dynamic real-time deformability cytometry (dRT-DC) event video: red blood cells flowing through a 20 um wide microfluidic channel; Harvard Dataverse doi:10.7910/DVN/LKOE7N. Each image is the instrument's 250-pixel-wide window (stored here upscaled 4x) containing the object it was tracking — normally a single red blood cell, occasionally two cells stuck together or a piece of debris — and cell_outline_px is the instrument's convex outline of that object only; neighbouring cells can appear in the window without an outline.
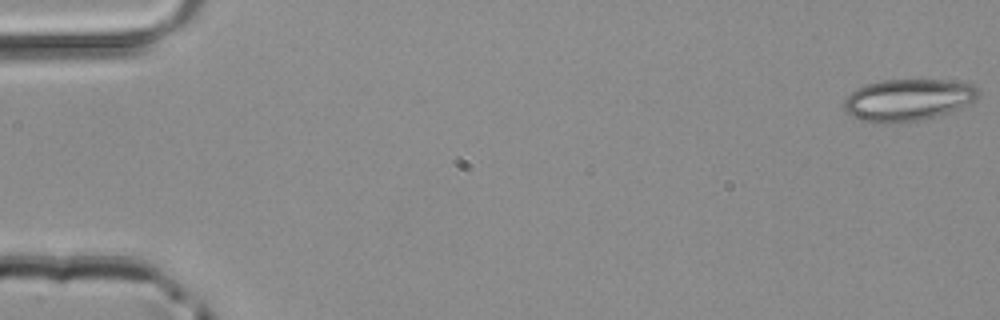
{"species": "common noctule bat (a hibernating species)", "species_latin": "Nyctalus noctula", "temperature_condition": "room temperature", "stored_images_in_passage": 45, "camera_frame_rate_fps": 3000, "um_per_image_px": 0.085, "animal": {"sex": "male", "body_mass_g": 20.4}, "frame": {"image": 1, "passage_image": 1, "time_ms": 0.0, "image_size_px": [1000, 320], "cell_outline_px": [[980, 96], [976, 100], [960, 108], [948, 112], [916, 120], [884, 124], [876, 124], [852, 116], [844, 108], [844, 100], [856, 88], [880, 80], [944, 80], [972, 84], [980, 88]], "centroid_in_image_um": [77.2, 8.48], "position_along_channel_um": 7.8, "area_um2": 32.6}}
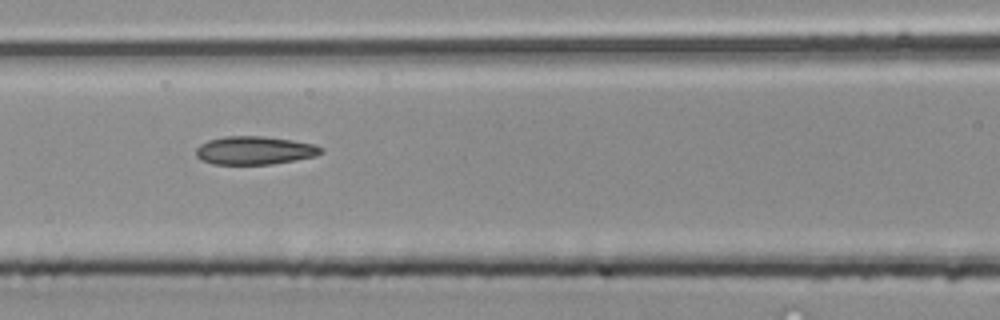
{"frame": {"image": 2, "passage_image": 22, "time_ms": 7.0, "image_size_px": [1000, 320], "cell_outline_px": [[324, 152], [316, 156], [272, 164], [212, 164], [200, 160], [196, 156], [196, 148], [200, 144], [208, 140], [224, 136], [264, 136], [292, 140], [316, 144], [324, 148]], "centroid_in_image_um": [21.65, 12.78], "position_along_channel_um": 144.9, "area_um2": 20.81}}
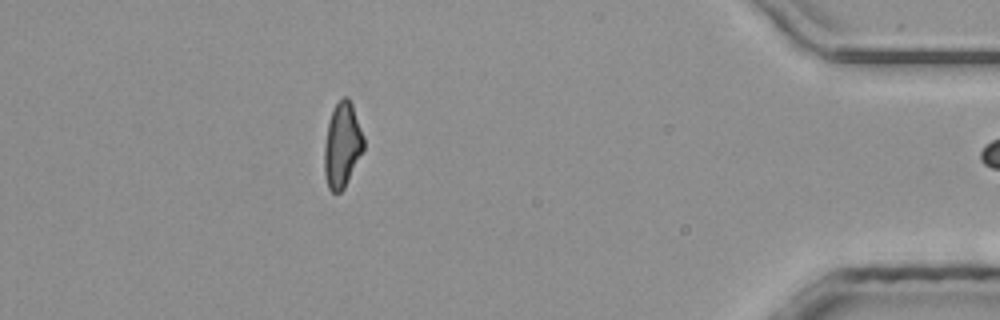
{"frame": {"image": 3, "passage_image": 44, "time_ms": 14.333, "image_size_px": [1000, 320], "cell_outline_px": [[364, 148], [344, 188], [340, 192], [332, 192], [328, 188], [324, 172], [324, 144], [328, 120], [336, 104], [344, 96], [348, 96], [352, 104], [364, 136]], "centroid_in_image_um": [29.07, 12.32], "position_along_channel_um": 406.1, "area_um2": 19.42}}